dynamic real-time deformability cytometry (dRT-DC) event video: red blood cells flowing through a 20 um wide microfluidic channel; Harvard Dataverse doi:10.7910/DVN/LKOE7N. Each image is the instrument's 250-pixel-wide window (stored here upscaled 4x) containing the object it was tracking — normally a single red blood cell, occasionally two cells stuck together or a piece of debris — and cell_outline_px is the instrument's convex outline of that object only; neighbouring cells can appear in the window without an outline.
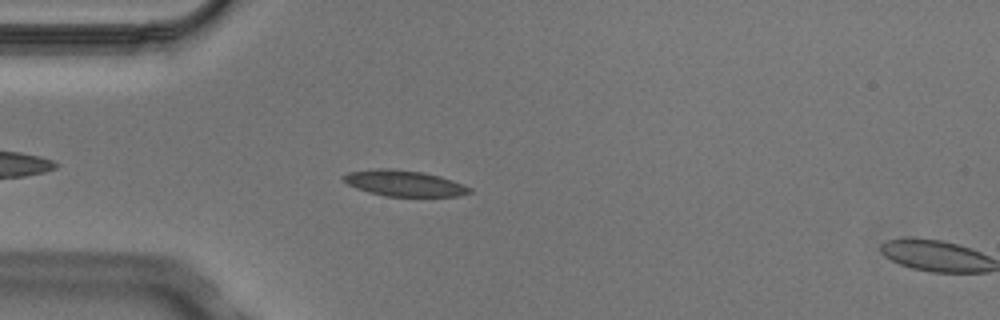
{"species": "Egyptian fruit bat (a non-hibernating species)", "species_latin": "Rousettus aegyptiacus", "temperature_condition": "cold", "stored_images_in_passage": 5, "camera_frame_rate_fps": 3000, "um_per_image_px": 0.085, "animal": {"sex": "male"}, "frame": {"image": 1, "passage_image": 4, "time_ms": 1.0, "image_size_px": [1000, 320], "cell_outline_px": [[472, 192], [460, 196], [384, 196], [368, 192], [356, 188], [348, 184], [340, 176], [348, 172], [380, 168], [392, 168], [424, 172], [440, 176], [464, 184], [472, 188]], "centroid_in_image_um": [34.37, 15.57], "position_along_channel_um": 50.6, "area_um2": 19.19}}